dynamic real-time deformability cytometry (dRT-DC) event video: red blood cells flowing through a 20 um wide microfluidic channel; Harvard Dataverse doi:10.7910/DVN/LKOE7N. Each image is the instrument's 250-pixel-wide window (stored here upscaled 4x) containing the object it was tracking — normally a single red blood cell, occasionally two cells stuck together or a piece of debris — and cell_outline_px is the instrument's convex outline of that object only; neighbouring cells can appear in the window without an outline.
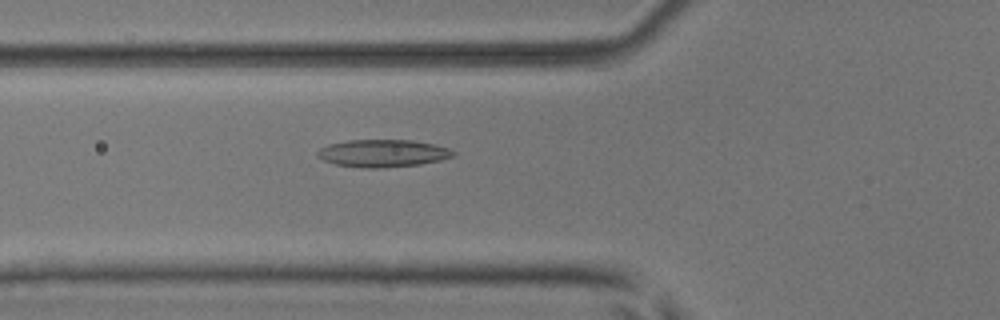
{"species": "common noctule bat (a hibernating species)", "species_latin": "Nyctalus noctula", "temperature_condition": "room temperature", "stored_images_in_passage": 53, "camera_frame_rate_fps": 3000, "um_per_image_px": 0.085, "animal": {"sex": "male", "body_mass_g": 17.9, "forearm_length_mm": 54.2}, "frame": {"image": 1, "passage_image": 20, "time_ms": 6.333, "image_size_px": [1000, 320], "cell_outline_px": [[456, 152], [452, 156], [440, 160], [420, 164], [384, 168], [368, 168], [336, 164], [324, 160], [316, 156], [316, 152], [320, 148], [328, 144], [348, 140], [412, 140], [436, 144], [448, 148]], "centroid_in_image_um": [32.53, 13.02], "position_along_channel_um": 93.3, "area_um2": 21.73}}
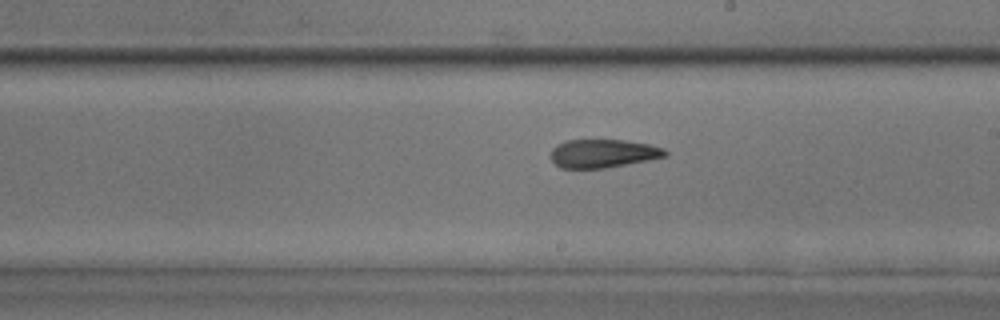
{"frame": {"image": 2, "passage_image": 31, "time_ms": 10.0, "image_size_px": [1000, 320], "cell_outline_px": [[668, 156], [648, 160], [604, 168], [560, 168], [552, 160], [552, 148], [556, 144], [564, 140], [624, 140], [648, 144], [664, 148], [668, 152]], "centroid_in_image_um": [51.26, 13.04], "position_along_channel_um": 237.7, "area_um2": 18.9}}
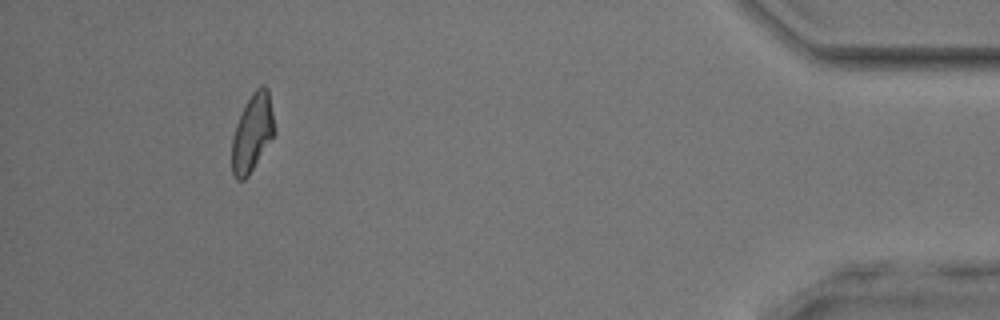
{"frame": {"image": 3, "passage_image": 49, "time_ms": 16.0, "image_size_px": [1000, 320], "cell_outline_px": [[276, 132], [248, 176], [244, 180], [236, 180], [232, 172], [232, 136], [236, 124], [252, 92], [260, 84], [264, 84], [268, 88], [276, 128]], "centroid_in_image_um": [21.47, 11.27], "position_along_channel_um": 413.7, "area_um2": 19.31}, "authors_computed_cell_mechanics": {"area_um2": 20.2878, "velocity_mm_per_s": 3.9539, "shape_relaxation_time_tau1_ms": null, "shape_relaxation_time_tau2_ms": 3.1803, "deformation_change_tau1": null, "deformation_change_tau2": 0.1214}}